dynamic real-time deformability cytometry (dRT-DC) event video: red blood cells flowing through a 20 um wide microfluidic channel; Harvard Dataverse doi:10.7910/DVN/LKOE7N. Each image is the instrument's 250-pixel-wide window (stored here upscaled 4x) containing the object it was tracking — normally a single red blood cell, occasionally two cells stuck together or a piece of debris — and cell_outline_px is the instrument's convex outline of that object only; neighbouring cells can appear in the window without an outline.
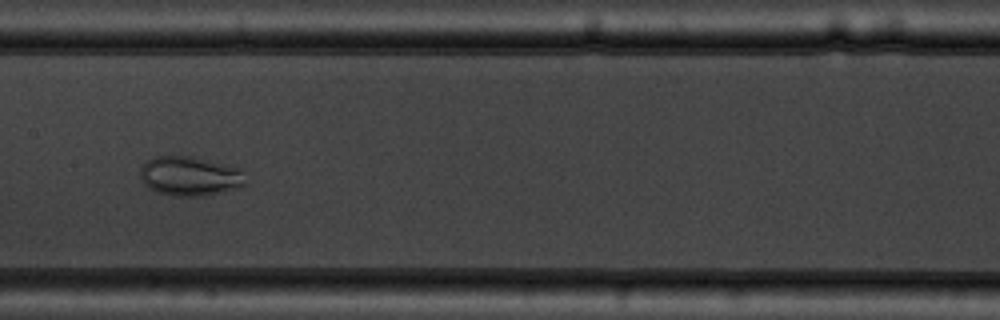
{"species": "common noctule bat (a hibernating species)", "species_latin": "Nyctalus noctula", "temperature_condition": "warm", "stored_images_in_passage": 9, "camera_frame_rate_fps": 3000, "um_per_image_px": 0.085, "animal": {"sex": "male", "body_mass_g": 19.5, "forearm_length_mm": 54.6}, "frame": {"image": 1, "passage_image": 8, "time_ms": 8.0, "image_size_px": [1000, 320], "cell_outline_px": [[244, 184], [240, 188], [204, 196], [172, 196], [156, 192], [148, 188], [144, 184], [140, 176], [140, 168], [148, 160], [156, 156], [192, 156], [240, 168]], "centroid_in_image_um": [16.1, 14.98], "position_along_channel_um": 191.3, "area_um2": 24.16}}